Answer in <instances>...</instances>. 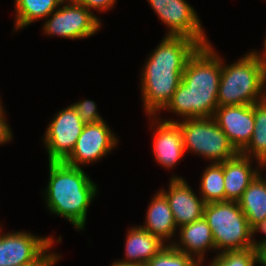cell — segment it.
<instances>
[{
	"label": "cell",
	"mask_w": 266,
	"mask_h": 266,
	"mask_svg": "<svg viewBox=\"0 0 266 266\" xmlns=\"http://www.w3.org/2000/svg\"><path fill=\"white\" fill-rule=\"evenodd\" d=\"M49 16L43 25L45 35H55L72 40L95 35L102 23L98 16L75 0H63L59 8Z\"/></svg>",
	"instance_id": "8"
},
{
	"label": "cell",
	"mask_w": 266,
	"mask_h": 266,
	"mask_svg": "<svg viewBox=\"0 0 266 266\" xmlns=\"http://www.w3.org/2000/svg\"><path fill=\"white\" fill-rule=\"evenodd\" d=\"M63 0H15V29H24L29 24L46 19L59 8Z\"/></svg>",
	"instance_id": "20"
},
{
	"label": "cell",
	"mask_w": 266,
	"mask_h": 266,
	"mask_svg": "<svg viewBox=\"0 0 266 266\" xmlns=\"http://www.w3.org/2000/svg\"><path fill=\"white\" fill-rule=\"evenodd\" d=\"M144 266H200L193 257L175 249L172 245H166Z\"/></svg>",
	"instance_id": "23"
},
{
	"label": "cell",
	"mask_w": 266,
	"mask_h": 266,
	"mask_svg": "<svg viewBox=\"0 0 266 266\" xmlns=\"http://www.w3.org/2000/svg\"><path fill=\"white\" fill-rule=\"evenodd\" d=\"M125 241V257L119 261L138 266H144L167 245L140 226L129 228Z\"/></svg>",
	"instance_id": "17"
},
{
	"label": "cell",
	"mask_w": 266,
	"mask_h": 266,
	"mask_svg": "<svg viewBox=\"0 0 266 266\" xmlns=\"http://www.w3.org/2000/svg\"><path fill=\"white\" fill-rule=\"evenodd\" d=\"M159 20L168 27L166 36H183L199 46L210 44L199 16L185 0H147Z\"/></svg>",
	"instance_id": "9"
},
{
	"label": "cell",
	"mask_w": 266,
	"mask_h": 266,
	"mask_svg": "<svg viewBox=\"0 0 266 266\" xmlns=\"http://www.w3.org/2000/svg\"><path fill=\"white\" fill-rule=\"evenodd\" d=\"M117 145V137L104 120L88 124L84 126L73 151L63 162L81 168L82 165L97 162Z\"/></svg>",
	"instance_id": "11"
},
{
	"label": "cell",
	"mask_w": 266,
	"mask_h": 266,
	"mask_svg": "<svg viewBox=\"0 0 266 266\" xmlns=\"http://www.w3.org/2000/svg\"><path fill=\"white\" fill-rule=\"evenodd\" d=\"M169 190L160 191L166 196L177 228L203 217L206 203L194 193L191 186L180 176L169 181Z\"/></svg>",
	"instance_id": "14"
},
{
	"label": "cell",
	"mask_w": 266,
	"mask_h": 266,
	"mask_svg": "<svg viewBox=\"0 0 266 266\" xmlns=\"http://www.w3.org/2000/svg\"><path fill=\"white\" fill-rule=\"evenodd\" d=\"M84 126L72 105L61 109L49 123L43 137L48 162L64 161L73 151Z\"/></svg>",
	"instance_id": "10"
},
{
	"label": "cell",
	"mask_w": 266,
	"mask_h": 266,
	"mask_svg": "<svg viewBox=\"0 0 266 266\" xmlns=\"http://www.w3.org/2000/svg\"><path fill=\"white\" fill-rule=\"evenodd\" d=\"M111 266H133V264H127V263H122L120 261H115Z\"/></svg>",
	"instance_id": "30"
},
{
	"label": "cell",
	"mask_w": 266,
	"mask_h": 266,
	"mask_svg": "<svg viewBox=\"0 0 266 266\" xmlns=\"http://www.w3.org/2000/svg\"><path fill=\"white\" fill-rule=\"evenodd\" d=\"M216 254L209 266H255L257 264L256 252L253 247Z\"/></svg>",
	"instance_id": "24"
},
{
	"label": "cell",
	"mask_w": 266,
	"mask_h": 266,
	"mask_svg": "<svg viewBox=\"0 0 266 266\" xmlns=\"http://www.w3.org/2000/svg\"><path fill=\"white\" fill-rule=\"evenodd\" d=\"M212 118L239 153L248 145L254 131V104L218 106Z\"/></svg>",
	"instance_id": "12"
},
{
	"label": "cell",
	"mask_w": 266,
	"mask_h": 266,
	"mask_svg": "<svg viewBox=\"0 0 266 266\" xmlns=\"http://www.w3.org/2000/svg\"><path fill=\"white\" fill-rule=\"evenodd\" d=\"M77 3L85 6L89 11L99 12L109 11L116 3V0H75Z\"/></svg>",
	"instance_id": "26"
},
{
	"label": "cell",
	"mask_w": 266,
	"mask_h": 266,
	"mask_svg": "<svg viewBox=\"0 0 266 266\" xmlns=\"http://www.w3.org/2000/svg\"><path fill=\"white\" fill-rule=\"evenodd\" d=\"M264 48V51H262V53H259L261 56H262V58L265 60V62H266V37H265V40H264V46H263Z\"/></svg>",
	"instance_id": "31"
},
{
	"label": "cell",
	"mask_w": 266,
	"mask_h": 266,
	"mask_svg": "<svg viewBox=\"0 0 266 266\" xmlns=\"http://www.w3.org/2000/svg\"><path fill=\"white\" fill-rule=\"evenodd\" d=\"M49 182L44 191L46 207L67 219L75 230H84L87 211L98 187L83 171L63 161H49Z\"/></svg>",
	"instance_id": "3"
},
{
	"label": "cell",
	"mask_w": 266,
	"mask_h": 266,
	"mask_svg": "<svg viewBox=\"0 0 266 266\" xmlns=\"http://www.w3.org/2000/svg\"><path fill=\"white\" fill-rule=\"evenodd\" d=\"M76 110L84 125L103 121L104 119L97 112V105L93 100H82L71 104Z\"/></svg>",
	"instance_id": "25"
},
{
	"label": "cell",
	"mask_w": 266,
	"mask_h": 266,
	"mask_svg": "<svg viewBox=\"0 0 266 266\" xmlns=\"http://www.w3.org/2000/svg\"><path fill=\"white\" fill-rule=\"evenodd\" d=\"M261 232L266 235V218H264L262 221L256 222L251 226V242L252 247L255 248L258 244L266 242V237L262 240L256 241L254 240V236L257 232Z\"/></svg>",
	"instance_id": "28"
},
{
	"label": "cell",
	"mask_w": 266,
	"mask_h": 266,
	"mask_svg": "<svg viewBox=\"0 0 266 266\" xmlns=\"http://www.w3.org/2000/svg\"><path fill=\"white\" fill-rule=\"evenodd\" d=\"M178 230L179 242H176L175 239V242L171 245L175 249L193 257L200 265H202L204 262L203 260H205L204 254L207 250L217 251L215 249V242L211 228L208 226L204 217L197 221L182 225Z\"/></svg>",
	"instance_id": "16"
},
{
	"label": "cell",
	"mask_w": 266,
	"mask_h": 266,
	"mask_svg": "<svg viewBox=\"0 0 266 266\" xmlns=\"http://www.w3.org/2000/svg\"><path fill=\"white\" fill-rule=\"evenodd\" d=\"M221 57L212 44L199 46L188 58L182 80L162 110L183 119L212 117L218 107Z\"/></svg>",
	"instance_id": "1"
},
{
	"label": "cell",
	"mask_w": 266,
	"mask_h": 266,
	"mask_svg": "<svg viewBox=\"0 0 266 266\" xmlns=\"http://www.w3.org/2000/svg\"><path fill=\"white\" fill-rule=\"evenodd\" d=\"M238 204L249 226L266 218V176L259 173L242 194Z\"/></svg>",
	"instance_id": "19"
},
{
	"label": "cell",
	"mask_w": 266,
	"mask_h": 266,
	"mask_svg": "<svg viewBox=\"0 0 266 266\" xmlns=\"http://www.w3.org/2000/svg\"><path fill=\"white\" fill-rule=\"evenodd\" d=\"M4 107L0 108V145L9 143L13 139L11 127L7 123Z\"/></svg>",
	"instance_id": "27"
},
{
	"label": "cell",
	"mask_w": 266,
	"mask_h": 266,
	"mask_svg": "<svg viewBox=\"0 0 266 266\" xmlns=\"http://www.w3.org/2000/svg\"><path fill=\"white\" fill-rule=\"evenodd\" d=\"M203 217L211 228L219 253L252 247L251 227L238 202L207 203Z\"/></svg>",
	"instance_id": "5"
},
{
	"label": "cell",
	"mask_w": 266,
	"mask_h": 266,
	"mask_svg": "<svg viewBox=\"0 0 266 266\" xmlns=\"http://www.w3.org/2000/svg\"><path fill=\"white\" fill-rule=\"evenodd\" d=\"M176 122L183 135L185 152L192 151L211 163H222L239 153L212 117L179 119Z\"/></svg>",
	"instance_id": "6"
},
{
	"label": "cell",
	"mask_w": 266,
	"mask_h": 266,
	"mask_svg": "<svg viewBox=\"0 0 266 266\" xmlns=\"http://www.w3.org/2000/svg\"><path fill=\"white\" fill-rule=\"evenodd\" d=\"M0 226V266L56 264L61 255L50 253L53 236L40 237L26 231L2 233Z\"/></svg>",
	"instance_id": "7"
},
{
	"label": "cell",
	"mask_w": 266,
	"mask_h": 266,
	"mask_svg": "<svg viewBox=\"0 0 266 266\" xmlns=\"http://www.w3.org/2000/svg\"><path fill=\"white\" fill-rule=\"evenodd\" d=\"M139 226L159 237L164 243L167 241V245L173 243L172 238L176 235L177 226L169 202L160 190L148 205L144 225Z\"/></svg>",
	"instance_id": "18"
},
{
	"label": "cell",
	"mask_w": 266,
	"mask_h": 266,
	"mask_svg": "<svg viewBox=\"0 0 266 266\" xmlns=\"http://www.w3.org/2000/svg\"><path fill=\"white\" fill-rule=\"evenodd\" d=\"M200 180L199 193L206 204L225 202L223 162L208 165Z\"/></svg>",
	"instance_id": "22"
},
{
	"label": "cell",
	"mask_w": 266,
	"mask_h": 266,
	"mask_svg": "<svg viewBox=\"0 0 266 266\" xmlns=\"http://www.w3.org/2000/svg\"><path fill=\"white\" fill-rule=\"evenodd\" d=\"M221 58L218 106L253 105L266 99V62L258 51H250L226 65Z\"/></svg>",
	"instance_id": "4"
},
{
	"label": "cell",
	"mask_w": 266,
	"mask_h": 266,
	"mask_svg": "<svg viewBox=\"0 0 266 266\" xmlns=\"http://www.w3.org/2000/svg\"><path fill=\"white\" fill-rule=\"evenodd\" d=\"M149 117L152 121L151 124L157 126L153 128L155 133L152 145L155 161L165 168H173L178 164L182 156L185 155L180 126L173 119L160 120L156 115H149Z\"/></svg>",
	"instance_id": "13"
},
{
	"label": "cell",
	"mask_w": 266,
	"mask_h": 266,
	"mask_svg": "<svg viewBox=\"0 0 266 266\" xmlns=\"http://www.w3.org/2000/svg\"><path fill=\"white\" fill-rule=\"evenodd\" d=\"M251 160L253 159L238 153L223 162L225 201L238 202L249 184L260 173L259 170L263 169V165L259 162L253 168Z\"/></svg>",
	"instance_id": "15"
},
{
	"label": "cell",
	"mask_w": 266,
	"mask_h": 266,
	"mask_svg": "<svg viewBox=\"0 0 266 266\" xmlns=\"http://www.w3.org/2000/svg\"><path fill=\"white\" fill-rule=\"evenodd\" d=\"M199 45L183 36L163 37L146 60L141 72V93L144 110L157 115L178 88L188 58Z\"/></svg>",
	"instance_id": "2"
},
{
	"label": "cell",
	"mask_w": 266,
	"mask_h": 266,
	"mask_svg": "<svg viewBox=\"0 0 266 266\" xmlns=\"http://www.w3.org/2000/svg\"><path fill=\"white\" fill-rule=\"evenodd\" d=\"M254 131L248 145L241 154L255 159L262 165L266 164V99L254 104Z\"/></svg>",
	"instance_id": "21"
},
{
	"label": "cell",
	"mask_w": 266,
	"mask_h": 266,
	"mask_svg": "<svg viewBox=\"0 0 266 266\" xmlns=\"http://www.w3.org/2000/svg\"><path fill=\"white\" fill-rule=\"evenodd\" d=\"M256 262L266 266V242L260 243L255 247Z\"/></svg>",
	"instance_id": "29"
},
{
	"label": "cell",
	"mask_w": 266,
	"mask_h": 266,
	"mask_svg": "<svg viewBox=\"0 0 266 266\" xmlns=\"http://www.w3.org/2000/svg\"><path fill=\"white\" fill-rule=\"evenodd\" d=\"M54 264H22L17 266H53Z\"/></svg>",
	"instance_id": "32"
},
{
	"label": "cell",
	"mask_w": 266,
	"mask_h": 266,
	"mask_svg": "<svg viewBox=\"0 0 266 266\" xmlns=\"http://www.w3.org/2000/svg\"><path fill=\"white\" fill-rule=\"evenodd\" d=\"M3 104H2V102H1V98H0V108H2L3 106H2Z\"/></svg>",
	"instance_id": "33"
}]
</instances>
